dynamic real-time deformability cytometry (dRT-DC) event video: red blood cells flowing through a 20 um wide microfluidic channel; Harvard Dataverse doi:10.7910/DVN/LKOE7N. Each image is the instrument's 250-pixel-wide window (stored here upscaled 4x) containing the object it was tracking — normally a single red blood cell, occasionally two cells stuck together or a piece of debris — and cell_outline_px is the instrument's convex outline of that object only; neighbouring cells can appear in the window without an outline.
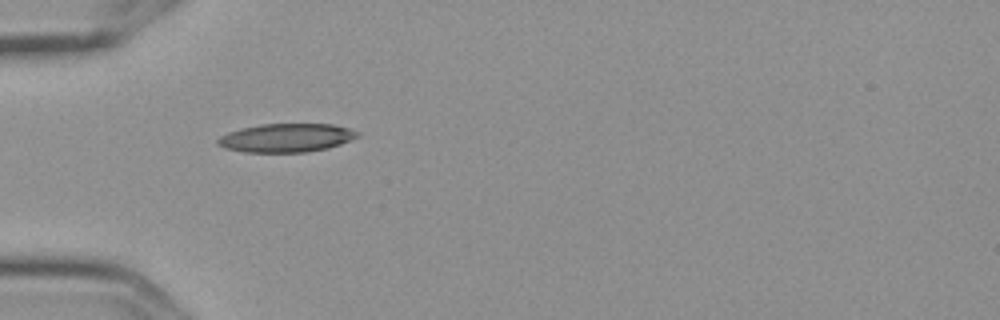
{"species": "Egyptian fruit bat (a non-hibernating species)", "species_latin": "Rousettus aegyptiacus", "temperature_condition": "cold", "stored_images_in_passage": 3, "camera_frame_rate_fps": 3000, "um_per_image_px": 0.085, "frame": {"image": 1, "passage_image": 2, "time_ms": 0.333, "image_size_px": [1000, 320], "cell_outline_px": [[360, 136], [352, 140], [328, 148], [304, 152], [244, 152], [224, 148], [216, 144], [216, 140], [220, 136], [228, 132], [240, 128], [260, 124], [332, 124], [348, 128], [360, 132]], "centroid_in_image_um": [24.33, 11.71], "position_along_channel_um": 60.7, "area_um2": 23.41}}
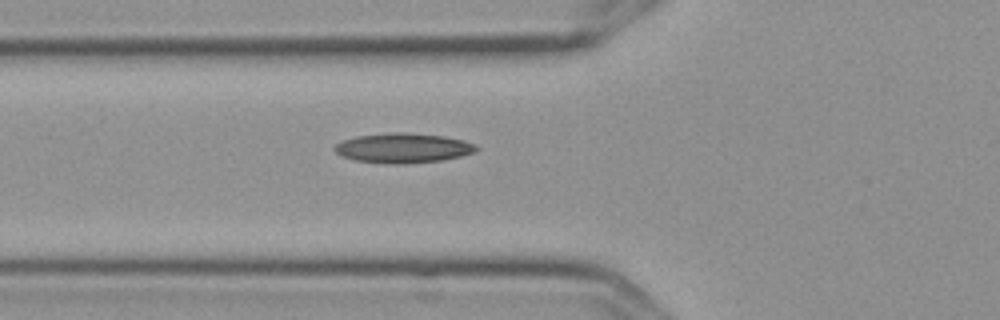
{"frame": {"image": 2, "passage_image": 3, "time_ms": 0.667, "image_size_px": [1000, 320], "cell_outline_px": [[480, 148], [476, 152], [444, 160], [404, 164], [392, 164], [356, 160], [344, 156], [336, 152], [332, 148], [336, 144], [344, 140], [356, 136], [392, 132], [404, 132], [444, 136], [464, 140], [476, 144]], "centroid_in_image_um": [34.31, 12.58], "position_along_channel_um": 91.5, "area_um2": 24.62}}